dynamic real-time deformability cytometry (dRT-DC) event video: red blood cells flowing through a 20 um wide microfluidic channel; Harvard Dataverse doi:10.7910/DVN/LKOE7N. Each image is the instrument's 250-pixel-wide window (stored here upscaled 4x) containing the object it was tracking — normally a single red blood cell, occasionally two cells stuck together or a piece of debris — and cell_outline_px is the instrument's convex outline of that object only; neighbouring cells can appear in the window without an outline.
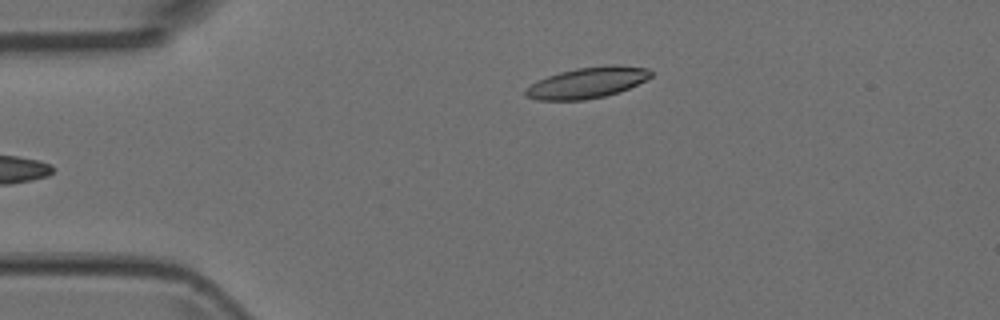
{"species": "Egyptian fruit bat (a non-hibernating species)", "species_latin": "Rousettus aegyptiacus", "temperature_condition": "room temperature", "stored_images_in_passage": 4, "camera_frame_rate_fps": 3000, "um_per_image_px": 0.085, "animal": {"sex": "female"}, "frame": {"image": 1, "passage_image": 4, "time_ms": 1.0, "image_size_px": [1000, 320], "cell_outline_px": [[652, 76], [628, 88], [604, 96], [584, 100], [536, 100], [528, 96], [524, 92], [524, 88], [548, 76], [560, 72], [576, 68], [608, 64], [616, 64], [648, 68], [652, 72]], "centroid_in_image_um": [49.92, 7.01], "position_along_channel_um": 35.1, "area_um2": 22.43}}